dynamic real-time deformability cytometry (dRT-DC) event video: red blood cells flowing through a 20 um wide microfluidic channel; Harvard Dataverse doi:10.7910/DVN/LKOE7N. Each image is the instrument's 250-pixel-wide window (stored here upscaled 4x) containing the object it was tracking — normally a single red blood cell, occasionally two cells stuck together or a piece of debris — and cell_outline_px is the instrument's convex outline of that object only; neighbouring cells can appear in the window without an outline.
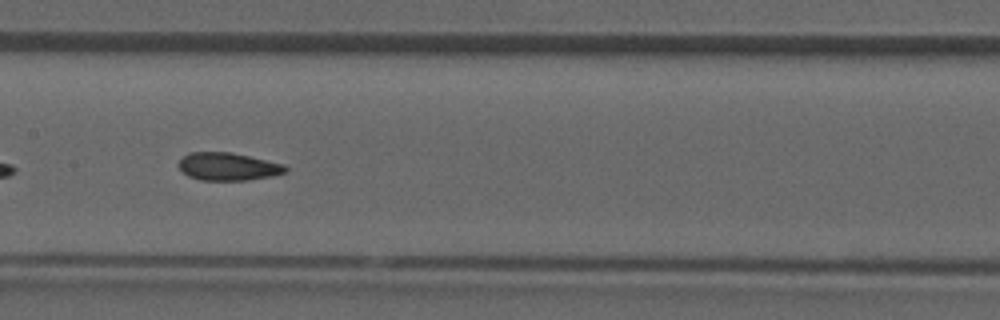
{"species": "common noctule bat (a hibernating species)", "species_latin": "Nyctalus noctula", "temperature_condition": "room temperature", "stored_images_in_passage": 33, "camera_frame_rate_fps": 3000, "um_per_image_px": 0.085, "animal": {"sex": "male", "forearm_length_mm": 52.5}, "frame": {"image": 1, "passage_image": 10, "time_ms": 3.0, "image_size_px": [1000, 320], "cell_outline_px": [[288, 172], [272, 176], [248, 180], [200, 180], [188, 176], [176, 164], [188, 152], [232, 152], [284, 164], [288, 168]], "centroid_in_image_um": [19.39, 14.15], "position_along_channel_um": 188.0, "area_um2": 17.4}}